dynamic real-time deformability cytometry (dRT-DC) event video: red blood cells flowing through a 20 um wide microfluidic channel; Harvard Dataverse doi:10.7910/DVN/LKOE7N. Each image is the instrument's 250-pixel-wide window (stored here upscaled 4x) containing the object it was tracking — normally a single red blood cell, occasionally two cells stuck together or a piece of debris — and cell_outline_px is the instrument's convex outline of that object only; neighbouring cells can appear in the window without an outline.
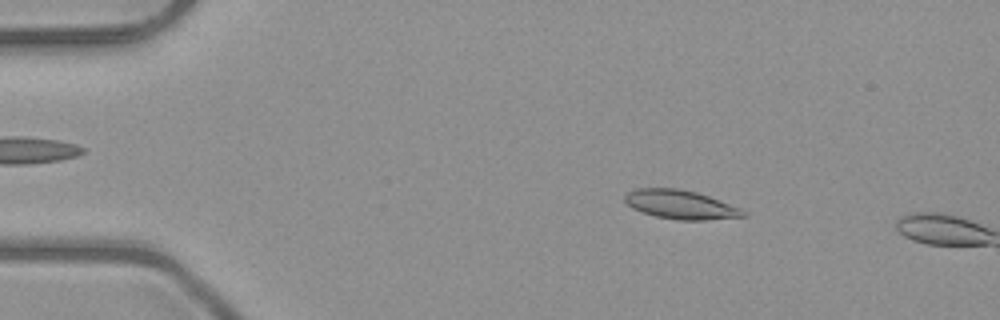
{"species": "common noctule bat (a hibernating species)", "species_latin": "Nyctalus noctula", "temperature_condition": "room temperature", "stored_images_in_passage": 9, "camera_frame_rate_fps": 3000, "um_per_image_px": 0.085, "animal": {"sex": "male", "body_mass_g": 23.1, "forearm_length_mm": 52.7}, "frame": {"image": 1, "passage_image": 8, "time_ms": 2.333, "image_size_px": [1000, 320], "cell_outline_px": [[748, 216], [704, 220], [676, 220], [656, 216], [632, 208], [624, 200], [624, 196], [628, 192], [636, 188], [680, 188], [696, 192], [708, 196], [740, 208], [748, 212]], "centroid_in_image_um": [57.86, 17.39], "position_along_channel_um": 27.1, "area_um2": 19.88}}